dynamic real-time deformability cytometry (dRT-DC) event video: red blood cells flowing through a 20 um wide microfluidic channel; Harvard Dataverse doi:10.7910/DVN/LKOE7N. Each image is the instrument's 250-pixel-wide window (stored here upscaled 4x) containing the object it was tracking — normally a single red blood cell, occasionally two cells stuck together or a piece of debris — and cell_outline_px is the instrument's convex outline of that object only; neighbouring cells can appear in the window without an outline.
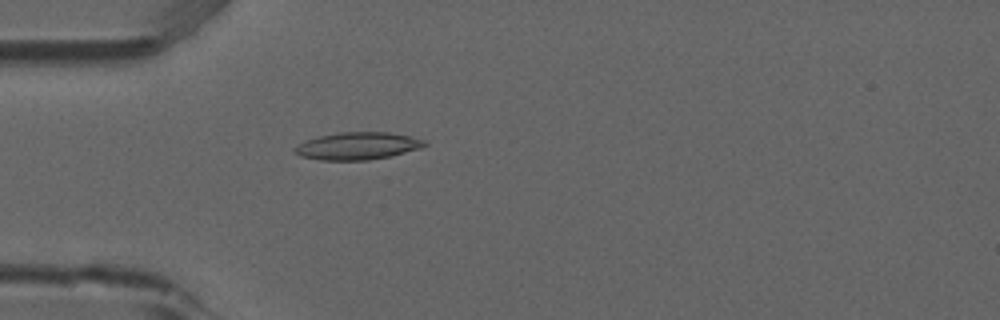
{"species": "common noctule bat (a hibernating species)", "species_latin": "Nyctalus noctula", "temperature_condition": "room temperature", "stored_images_in_passage": 4, "camera_frame_rate_fps": 3000, "um_per_image_px": 0.085, "animal": {"sex": "male", "forearm_length_mm": 52.5}, "frame": {"image": 1, "passage_image": 4, "time_ms": 1.0, "image_size_px": [1000, 320], "cell_outline_px": [[428, 144], [420, 148], [392, 156], [368, 160], [320, 160], [300, 156], [292, 148], [304, 140], [320, 136], [340, 132], [388, 132], [428, 140]], "centroid_in_image_um": [30.41, 12.4], "position_along_channel_um": 54.6, "area_um2": 20.81}}